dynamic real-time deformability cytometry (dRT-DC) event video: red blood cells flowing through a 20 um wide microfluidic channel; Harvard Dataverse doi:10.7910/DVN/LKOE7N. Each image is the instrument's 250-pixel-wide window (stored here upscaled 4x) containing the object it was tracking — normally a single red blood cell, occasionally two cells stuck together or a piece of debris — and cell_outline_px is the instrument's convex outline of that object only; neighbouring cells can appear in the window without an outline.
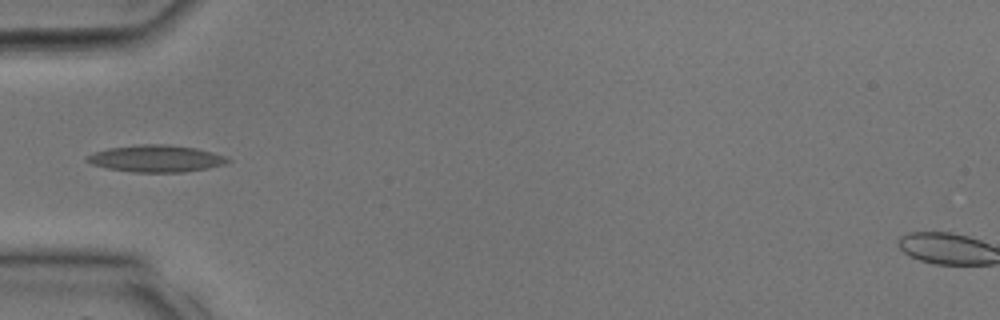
{"species": "common noctule bat (a hibernating species)", "species_latin": "Nyctalus noctula", "temperature_condition": "room temperature", "stored_images_in_passage": 18, "camera_frame_rate_fps": 3000, "um_per_image_px": 0.085, "animal": {"sex": "male", "body_mass_g": 17.9, "forearm_length_mm": 54.2}, "frame": {"image": 1, "passage_image": 11, "time_ms": 3.333, "image_size_px": [1000, 320], "cell_outline_px": [[232, 160], [224, 164], [208, 168], [184, 172], [136, 172], [108, 168], [92, 164], [84, 160], [88, 156], [96, 152], [108, 148], [136, 144], [168, 144], [196, 148], [228, 156]], "centroid_in_image_um": [13.31, 13.47], "position_along_channel_um": 71.7, "area_um2": 22.08}}
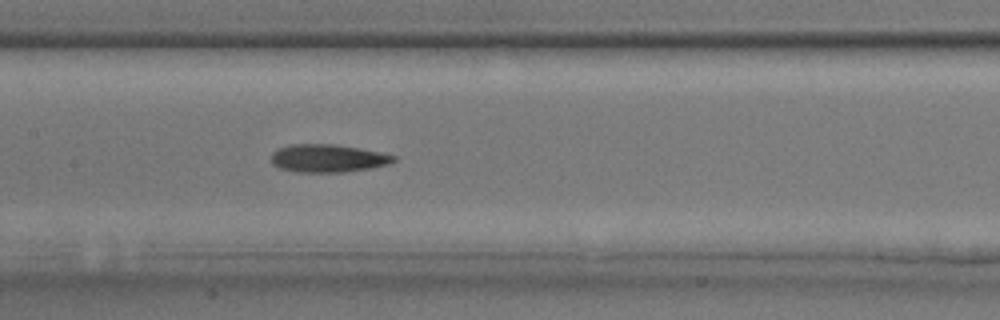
{"frame": {"image": 2, "passage_image": 16, "time_ms": 5.0, "image_size_px": [1000, 320], "cell_outline_px": [[396, 160], [388, 164], [368, 168], [340, 172], [296, 172], [280, 168], [272, 164], [272, 152], [276, 148], [292, 144], [332, 144], [380, 152], [396, 156]], "centroid_in_image_um": [27.82, 13.45], "position_along_channel_um": 179.6, "area_um2": 19.71}}